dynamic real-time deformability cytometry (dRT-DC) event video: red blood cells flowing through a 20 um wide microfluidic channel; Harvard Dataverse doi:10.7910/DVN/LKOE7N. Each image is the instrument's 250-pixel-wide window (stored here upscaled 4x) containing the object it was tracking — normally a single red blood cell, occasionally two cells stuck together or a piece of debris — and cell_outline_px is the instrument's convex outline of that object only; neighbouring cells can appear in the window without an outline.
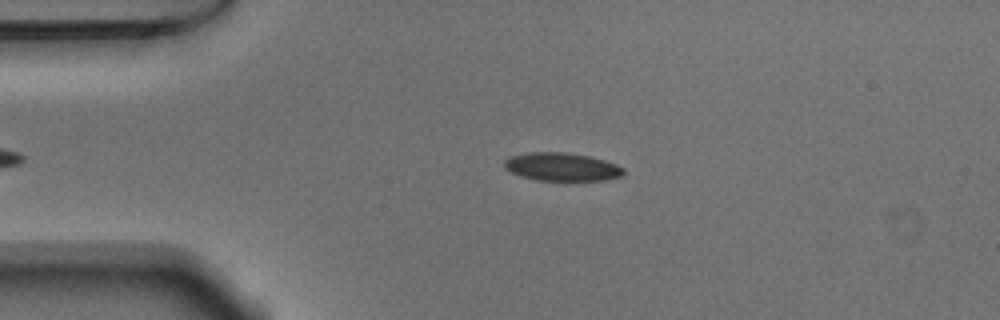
{"species": "Egyptian fruit bat (a non-hibernating species)", "species_latin": "Rousettus aegyptiacus", "temperature_condition": "warm", "stored_images_in_passage": 41, "camera_frame_rate_fps": 3000, "um_per_image_px": 0.085, "animal": {"sex": "male"}, "frame": {"image": 1, "passage_image": 5, "time_ms": 1.333, "image_size_px": [1000, 320], "cell_outline_px": [[624, 176], [604, 180], [536, 180], [512, 172], [504, 168], [504, 160], [512, 156], [528, 152], [564, 152], [588, 156], [604, 160], [616, 164], [624, 168]], "centroid_in_image_um": [47.78, 14.18], "position_along_channel_um": 37.2, "area_um2": 19.42}}
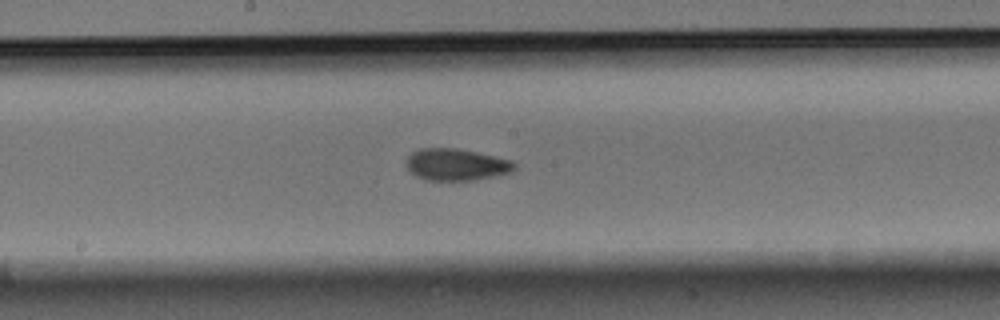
{"frame": {"image": 2, "passage_image": 21, "time_ms": 6.667, "image_size_px": [1000, 320], "cell_outline_px": [[516, 168], [512, 172], [476, 180], [424, 180], [416, 176], [408, 168], [408, 156], [412, 152], [420, 148], [456, 148], [476, 152], [512, 160], [516, 164]], "centroid_in_image_um": [38.81, 13.99], "position_along_channel_um": 209.4, "area_um2": 20.0}}
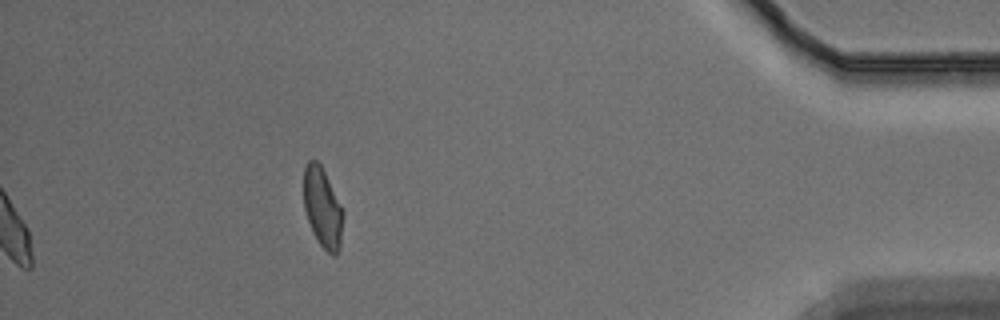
{"frame": {"image": 3, "passage_image": 41, "time_ms": 13.333, "image_size_px": [1000, 320], "cell_outline_px": [[344, 216], [340, 248], [336, 256], [332, 256], [320, 244], [312, 232], [304, 208], [304, 168], [308, 160], [316, 160], [320, 164], [344, 212]], "centroid_in_image_um": [27.43, 17.7], "position_along_channel_um": 407.8, "area_um2": 18.26}, "authors_computed_cell_mechanics": {"area_um2": 19.5942, "velocity_mm_per_s": 3.7811, "shape_relaxation_time_tau1_ms": 3.241, "shape_relaxation_time_tau2_ms": 1.7903, "deformation_change_tau1": 0.1121, "deformation_change_tau2": 0.0523}}